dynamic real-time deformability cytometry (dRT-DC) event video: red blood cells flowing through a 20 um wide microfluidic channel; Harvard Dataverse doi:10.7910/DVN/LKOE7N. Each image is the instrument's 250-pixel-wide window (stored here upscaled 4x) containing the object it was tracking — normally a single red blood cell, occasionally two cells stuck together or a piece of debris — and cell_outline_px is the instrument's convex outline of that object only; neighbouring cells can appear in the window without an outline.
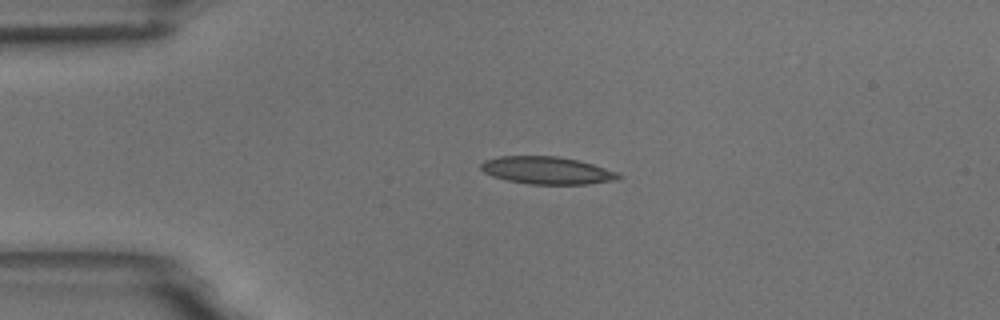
{"species": "common noctule bat (a hibernating species)", "species_latin": "Nyctalus noctula", "temperature_condition": "room temperature", "stored_images_in_passage": 4, "camera_frame_rate_fps": 3000, "um_per_image_px": 0.085, "animal": {"sex": "male", "body_mass_g": 18.8}, "frame": {"image": 1, "passage_image": 2, "time_ms": 1.0, "image_size_px": [1000, 320], "cell_outline_px": [[624, 176], [620, 180], [588, 184], [528, 184], [508, 180], [492, 176], [484, 172], [480, 168], [480, 164], [484, 160], [500, 156], [556, 156], [576, 160], [592, 164], [620, 172]], "centroid_in_image_um": [46.54, 14.49], "position_along_channel_um": 38.5, "area_um2": 22.2}}